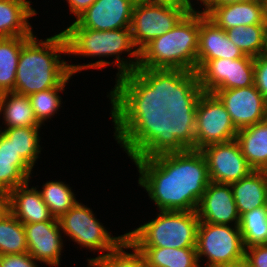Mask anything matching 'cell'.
Wrapping results in <instances>:
<instances>
[{
	"label": "cell",
	"mask_w": 267,
	"mask_h": 267,
	"mask_svg": "<svg viewBox=\"0 0 267 267\" xmlns=\"http://www.w3.org/2000/svg\"><path fill=\"white\" fill-rule=\"evenodd\" d=\"M70 73L57 87L45 91H40L29 95L31 107L34 110L37 121L42 125L47 119H51L52 115L59 110L61 106V97L59 91H64L65 86L70 80Z\"/></svg>",
	"instance_id": "cell-34"
},
{
	"label": "cell",
	"mask_w": 267,
	"mask_h": 267,
	"mask_svg": "<svg viewBox=\"0 0 267 267\" xmlns=\"http://www.w3.org/2000/svg\"><path fill=\"white\" fill-rule=\"evenodd\" d=\"M35 261L29 253L0 255V267H38Z\"/></svg>",
	"instance_id": "cell-38"
},
{
	"label": "cell",
	"mask_w": 267,
	"mask_h": 267,
	"mask_svg": "<svg viewBox=\"0 0 267 267\" xmlns=\"http://www.w3.org/2000/svg\"><path fill=\"white\" fill-rule=\"evenodd\" d=\"M263 10H264V18L267 21V0L263 3Z\"/></svg>",
	"instance_id": "cell-46"
},
{
	"label": "cell",
	"mask_w": 267,
	"mask_h": 267,
	"mask_svg": "<svg viewBox=\"0 0 267 267\" xmlns=\"http://www.w3.org/2000/svg\"><path fill=\"white\" fill-rule=\"evenodd\" d=\"M245 56L243 51L229 40L224 29L210 20L204 11H199L197 60L237 59Z\"/></svg>",
	"instance_id": "cell-19"
},
{
	"label": "cell",
	"mask_w": 267,
	"mask_h": 267,
	"mask_svg": "<svg viewBox=\"0 0 267 267\" xmlns=\"http://www.w3.org/2000/svg\"><path fill=\"white\" fill-rule=\"evenodd\" d=\"M112 89V119H156L167 112L159 97V69L137 67L116 78Z\"/></svg>",
	"instance_id": "cell-5"
},
{
	"label": "cell",
	"mask_w": 267,
	"mask_h": 267,
	"mask_svg": "<svg viewBox=\"0 0 267 267\" xmlns=\"http://www.w3.org/2000/svg\"><path fill=\"white\" fill-rule=\"evenodd\" d=\"M200 222L239 226L240 216L230 184L210 182L196 209Z\"/></svg>",
	"instance_id": "cell-17"
},
{
	"label": "cell",
	"mask_w": 267,
	"mask_h": 267,
	"mask_svg": "<svg viewBox=\"0 0 267 267\" xmlns=\"http://www.w3.org/2000/svg\"><path fill=\"white\" fill-rule=\"evenodd\" d=\"M123 249L133 251L128 253ZM87 260L92 261L97 267H147L142 253L127 239L115 250Z\"/></svg>",
	"instance_id": "cell-35"
},
{
	"label": "cell",
	"mask_w": 267,
	"mask_h": 267,
	"mask_svg": "<svg viewBox=\"0 0 267 267\" xmlns=\"http://www.w3.org/2000/svg\"><path fill=\"white\" fill-rule=\"evenodd\" d=\"M239 228L245 248L267 244V205L243 213Z\"/></svg>",
	"instance_id": "cell-30"
},
{
	"label": "cell",
	"mask_w": 267,
	"mask_h": 267,
	"mask_svg": "<svg viewBox=\"0 0 267 267\" xmlns=\"http://www.w3.org/2000/svg\"><path fill=\"white\" fill-rule=\"evenodd\" d=\"M216 267H249V265L245 260H241V261L236 262V263L219 265Z\"/></svg>",
	"instance_id": "cell-43"
},
{
	"label": "cell",
	"mask_w": 267,
	"mask_h": 267,
	"mask_svg": "<svg viewBox=\"0 0 267 267\" xmlns=\"http://www.w3.org/2000/svg\"><path fill=\"white\" fill-rule=\"evenodd\" d=\"M3 112V113H2ZM0 114L5 128L42 126L36 119L28 96L15 92L0 94Z\"/></svg>",
	"instance_id": "cell-26"
},
{
	"label": "cell",
	"mask_w": 267,
	"mask_h": 267,
	"mask_svg": "<svg viewBox=\"0 0 267 267\" xmlns=\"http://www.w3.org/2000/svg\"><path fill=\"white\" fill-rule=\"evenodd\" d=\"M263 55L267 56V21H265V37H264Z\"/></svg>",
	"instance_id": "cell-45"
},
{
	"label": "cell",
	"mask_w": 267,
	"mask_h": 267,
	"mask_svg": "<svg viewBox=\"0 0 267 267\" xmlns=\"http://www.w3.org/2000/svg\"><path fill=\"white\" fill-rule=\"evenodd\" d=\"M236 141L254 170L267 171V119L238 130Z\"/></svg>",
	"instance_id": "cell-25"
},
{
	"label": "cell",
	"mask_w": 267,
	"mask_h": 267,
	"mask_svg": "<svg viewBox=\"0 0 267 267\" xmlns=\"http://www.w3.org/2000/svg\"><path fill=\"white\" fill-rule=\"evenodd\" d=\"M196 107L167 109L156 119H112L114 137L131 160L195 149Z\"/></svg>",
	"instance_id": "cell-2"
},
{
	"label": "cell",
	"mask_w": 267,
	"mask_h": 267,
	"mask_svg": "<svg viewBox=\"0 0 267 267\" xmlns=\"http://www.w3.org/2000/svg\"><path fill=\"white\" fill-rule=\"evenodd\" d=\"M200 151L207 162L210 182L231 184L254 170L242 154L236 139L209 145Z\"/></svg>",
	"instance_id": "cell-13"
},
{
	"label": "cell",
	"mask_w": 267,
	"mask_h": 267,
	"mask_svg": "<svg viewBox=\"0 0 267 267\" xmlns=\"http://www.w3.org/2000/svg\"><path fill=\"white\" fill-rule=\"evenodd\" d=\"M199 222L196 253L198 261L207 258L206 267L232 264L245 260V247L239 226Z\"/></svg>",
	"instance_id": "cell-8"
},
{
	"label": "cell",
	"mask_w": 267,
	"mask_h": 267,
	"mask_svg": "<svg viewBox=\"0 0 267 267\" xmlns=\"http://www.w3.org/2000/svg\"><path fill=\"white\" fill-rule=\"evenodd\" d=\"M70 7V13H73L76 18L87 10L95 0H67Z\"/></svg>",
	"instance_id": "cell-40"
},
{
	"label": "cell",
	"mask_w": 267,
	"mask_h": 267,
	"mask_svg": "<svg viewBox=\"0 0 267 267\" xmlns=\"http://www.w3.org/2000/svg\"><path fill=\"white\" fill-rule=\"evenodd\" d=\"M142 186L159 211H196L210 183L207 162L200 150L187 149L132 160Z\"/></svg>",
	"instance_id": "cell-1"
},
{
	"label": "cell",
	"mask_w": 267,
	"mask_h": 267,
	"mask_svg": "<svg viewBox=\"0 0 267 267\" xmlns=\"http://www.w3.org/2000/svg\"><path fill=\"white\" fill-rule=\"evenodd\" d=\"M140 1L149 4L166 5L176 8H193L194 6V4L189 2V0H140Z\"/></svg>",
	"instance_id": "cell-41"
},
{
	"label": "cell",
	"mask_w": 267,
	"mask_h": 267,
	"mask_svg": "<svg viewBox=\"0 0 267 267\" xmlns=\"http://www.w3.org/2000/svg\"><path fill=\"white\" fill-rule=\"evenodd\" d=\"M202 93L196 71L159 69V97L165 108L174 97H200Z\"/></svg>",
	"instance_id": "cell-24"
},
{
	"label": "cell",
	"mask_w": 267,
	"mask_h": 267,
	"mask_svg": "<svg viewBox=\"0 0 267 267\" xmlns=\"http://www.w3.org/2000/svg\"><path fill=\"white\" fill-rule=\"evenodd\" d=\"M41 126L2 128L0 131L12 140L20 156L33 168L41 153L39 129Z\"/></svg>",
	"instance_id": "cell-29"
},
{
	"label": "cell",
	"mask_w": 267,
	"mask_h": 267,
	"mask_svg": "<svg viewBox=\"0 0 267 267\" xmlns=\"http://www.w3.org/2000/svg\"><path fill=\"white\" fill-rule=\"evenodd\" d=\"M40 193L50 213L57 219L78 202L69 185L62 181L46 182Z\"/></svg>",
	"instance_id": "cell-33"
},
{
	"label": "cell",
	"mask_w": 267,
	"mask_h": 267,
	"mask_svg": "<svg viewBox=\"0 0 267 267\" xmlns=\"http://www.w3.org/2000/svg\"><path fill=\"white\" fill-rule=\"evenodd\" d=\"M213 94L223 103L237 130L267 119V101L255 85L246 88L217 89Z\"/></svg>",
	"instance_id": "cell-14"
},
{
	"label": "cell",
	"mask_w": 267,
	"mask_h": 267,
	"mask_svg": "<svg viewBox=\"0 0 267 267\" xmlns=\"http://www.w3.org/2000/svg\"><path fill=\"white\" fill-rule=\"evenodd\" d=\"M237 132L219 98L213 93L203 92L196 107L195 150L234 140Z\"/></svg>",
	"instance_id": "cell-11"
},
{
	"label": "cell",
	"mask_w": 267,
	"mask_h": 267,
	"mask_svg": "<svg viewBox=\"0 0 267 267\" xmlns=\"http://www.w3.org/2000/svg\"><path fill=\"white\" fill-rule=\"evenodd\" d=\"M198 41L199 10H194L140 51L138 67L196 71Z\"/></svg>",
	"instance_id": "cell-4"
},
{
	"label": "cell",
	"mask_w": 267,
	"mask_h": 267,
	"mask_svg": "<svg viewBox=\"0 0 267 267\" xmlns=\"http://www.w3.org/2000/svg\"><path fill=\"white\" fill-rule=\"evenodd\" d=\"M254 85L267 101V56L254 57Z\"/></svg>",
	"instance_id": "cell-36"
},
{
	"label": "cell",
	"mask_w": 267,
	"mask_h": 267,
	"mask_svg": "<svg viewBox=\"0 0 267 267\" xmlns=\"http://www.w3.org/2000/svg\"><path fill=\"white\" fill-rule=\"evenodd\" d=\"M199 222L196 211H160L126 239L135 247L195 248Z\"/></svg>",
	"instance_id": "cell-7"
},
{
	"label": "cell",
	"mask_w": 267,
	"mask_h": 267,
	"mask_svg": "<svg viewBox=\"0 0 267 267\" xmlns=\"http://www.w3.org/2000/svg\"><path fill=\"white\" fill-rule=\"evenodd\" d=\"M27 251L24 224L9 211L0 219V255L24 254Z\"/></svg>",
	"instance_id": "cell-31"
},
{
	"label": "cell",
	"mask_w": 267,
	"mask_h": 267,
	"mask_svg": "<svg viewBox=\"0 0 267 267\" xmlns=\"http://www.w3.org/2000/svg\"><path fill=\"white\" fill-rule=\"evenodd\" d=\"M147 267H201L196 248L136 247Z\"/></svg>",
	"instance_id": "cell-27"
},
{
	"label": "cell",
	"mask_w": 267,
	"mask_h": 267,
	"mask_svg": "<svg viewBox=\"0 0 267 267\" xmlns=\"http://www.w3.org/2000/svg\"><path fill=\"white\" fill-rule=\"evenodd\" d=\"M197 1H200V2H202L203 3V6H205L210 0H197ZM189 2H191L192 3V1L191 0H189Z\"/></svg>",
	"instance_id": "cell-47"
},
{
	"label": "cell",
	"mask_w": 267,
	"mask_h": 267,
	"mask_svg": "<svg viewBox=\"0 0 267 267\" xmlns=\"http://www.w3.org/2000/svg\"><path fill=\"white\" fill-rule=\"evenodd\" d=\"M249 1L259 2L263 4L265 0H249Z\"/></svg>",
	"instance_id": "cell-49"
},
{
	"label": "cell",
	"mask_w": 267,
	"mask_h": 267,
	"mask_svg": "<svg viewBox=\"0 0 267 267\" xmlns=\"http://www.w3.org/2000/svg\"><path fill=\"white\" fill-rule=\"evenodd\" d=\"M199 98L200 97H174L167 103L166 109L197 107Z\"/></svg>",
	"instance_id": "cell-39"
},
{
	"label": "cell",
	"mask_w": 267,
	"mask_h": 267,
	"mask_svg": "<svg viewBox=\"0 0 267 267\" xmlns=\"http://www.w3.org/2000/svg\"><path fill=\"white\" fill-rule=\"evenodd\" d=\"M30 37L0 38V94L14 90L21 48Z\"/></svg>",
	"instance_id": "cell-28"
},
{
	"label": "cell",
	"mask_w": 267,
	"mask_h": 267,
	"mask_svg": "<svg viewBox=\"0 0 267 267\" xmlns=\"http://www.w3.org/2000/svg\"><path fill=\"white\" fill-rule=\"evenodd\" d=\"M97 267L92 261H88V267Z\"/></svg>",
	"instance_id": "cell-48"
},
{
	"label": "cell",
	"mask_w": 267,
	"mask_h": 267,
	"mask_svg": "<svg viewBox=\"0 0 267 267\" xmlns=\"http://www.w3.org/2000/svg\"><path fill=\"white\" fill-rule=\"evenodd\" d=\"M60 54H67V42L63 32L37 40L32 35L22 46L17 65L15 88L12 92L29 96L33 93L57 87L70 73L84 69H103L109 61L75 65L67 64Z\"/></svg>",
	"instance_id": "cell-3"
},
{
	"label": "cell",
	"mask_w": 267,
	"mask_h": 267,
	"mask_svg": "<svg viewBox=\"0 0 267 267\" xmlns=\"http://www.w3.org/2000/svg\"><path fill=\"white\" fill-rule=\"evenodd\" d=\"M9 211L22 223H37L53 218L40 190L29 188V180L8 192Z\"/></svg>",
	"instance_id": "cell-20"
},
{
	"label": "cell",
	"mask_w": 267,
	"mask_h": 267,
	"mask_svg": "<svg viewBox=\"0 0 267 267\" xmlns=\"http://www.w3.org/2000/svg\"><path fill=\"white\" fill-rule=\"evenodd\" d=\"M226 34L245 55L258 57L263 54L265 24L233 27L226 30Z\"/></svg>",
	"instance_id": "cell-32"
},
{
	"label": "cell",
	"mask_w": 267,
	"mask_h": 267,
	"mask_svg": "<svg viewBox=\"0 0 267 267\" xmlns=\"http://www.w3.org/2000/svg\"><path fill=\"white\" fill-rule=\"evenodd\" d=\"M245 261L249 267H267V244L245 248Z\"/></svg>",
	"instance_id": "cell-37"
},
{
	"label": "cell",
	"mask_w": 267,
	"mask_h": 267,
	"mask_svg": "<svg viewBox=\"0 0 267 267\" xmlns=\"http://www.w3.org/2000/svg\"><path fill=\"white\" fill-rule=\"evenodd\" d=\"M206 16L225 31L237 27L265 24L263 4L241 0L226 4H206L203 9Z\"/></svg>",
	"instance_id": "cell-18"
},
{
	"label": "cell",
	"mask_w": 267,
	"mask_h": 267,
	"mask_svg": "<svg viewBox=\"0 0 267 267\" xmlns=\"http://www.w3.org/2000/svg\"><path fill=\"white\" fill-rule=\"evenodd\" d=\"M137 0H95L77 17L82 28L109 31L130 28L134 4Z\"/></svg>",
	"instance_id": "cell-15"
},
{
	"label": "cell",
	"mask_w": 267,
	"mask_h": 267,
	"mask_svg": "<svg viewBox=\"0 0 267 267\" xmlns=\"http://www.w3.org/2000/svg\"><path fill=\"white\" fill-rule=\"evenodd\" d=\"M33 168L20 156L0 131V190L9 192L30 180Z\"/></svg>",
	"instance_id": "cell-21"
},
{
	"label": "cell",
	"mask_w": 267,
	"mask_h": 267,
	"mask_svg": "<svg viewBox=\"0 0 267 267\" xmlns=\"http://www.w3.org/2000/svg\"><path fill=\"white\" fill-rule=\"evenodd\" d=\"M62 32L66 38L69 56L70 54L93 58L115 56L116 61L112 63L118 67L117 78L135 71L138 67L140 51L133 43L130 28L96 31L82 28L74 21ZM122 52H127L129 58L121 59Z\"/></svg>",
	"instance_id": "cell-6"
},
{
	"label": "cell",
	"mask_w": 267,
	"mask_h": 267,
	"mask_svg": "<svg viewBox=\"0 0 267 267\" xmlns=\"http://www.w3.org/2000/svg\"><path fill=\"white\" fill-rule=\"evenodd\" d=\"M36 14L28 0H0V38L32 36L28 19Z\"/></svg>",
	"instance_id": "cell-22"
},
{
	"label": "cell",
	"mask_w": 267,
	"mask_h": 267,
	"mask_svg": "<svg viewBox=\"0 0 267 267\" xmlns=\"http://www.w3.org/2000/svg\"><path fill=\"white\" fill-rule=\"evenodd\" d=\"M241 0H210L207 4H226L231 2H239Z\"/></svg>",
	"instance_id": "cell-44"
},
{
	"label": "cell",
	"mask_w": 267,
	"mask_h": 267,
	"mask_svg": "<svg viewBox=\"0 0 267 267\" xmlns=\"http://www.w3.org/2000/svg\"><path fill=\"white\" fill-rule=\"evenodd\" d=\"M9 212L8 192L0 190V219Z\"/></svg>",
	"instance_id": "cell-42"
},
{
	"label": "cell",
	"mask_w": 267,
	"mask_h": 267,
	"mask_svg": "<svg viewBox=\"0 0 267 267\" xmlns=\"http://www.w3.org/2000/svg\"><path fill=\"white\" fill-rule=\"evenodd\" d=\"M196 72L203 92L246 88L254 85V57L197 60Z\"/></svg>",
	"instance_id": "cell-10"
},
{
	"label": "cell",
	"mask_w": 267,
	"mask_h": 267,
	"mask_svg": "<svg viewBox=\"0 0 267 267\" xmlns=\"http://www.w3.org/2000/svg\"><path fill=\"white\" fill-rule=\"evenodd\" d=\"M29 253L35 260L56 267L60 265L63 250L61 227L57 218L24 224Z\"/></svg>",
	"instance_id": "cell-16"
},
{
	"label": "cell",
	"mask_w": 267,
	"mask_h": 267,
	"mask_svg": "<svg viewBox=\"0 0 267 267\" xmlns=\"http://www.w3.org/2000/svg\"><path fill=\"white\" fill-rule=\"evenodd\" d=\"M230 185L239 216L267 205V171L253 170L246 177Z\"/></svg>",
	"instance_id": "cell-23"
},
{
	"label": "cell",
	"mask_w": 267,
	"mask_h": 267,
	"mask_svg": "<svg viewBox=\"0 0 267 267\" xmlns=\"http://www.w3.org/2000/svg\"><path fill=\"white\" fill-rule=\"evenodd\" d=\"M61 232L90 251L111 252L126 240V233L111 237V233L97 220L93 211L77 202L59 219Z\"/></svg>",
	"instance_id": "cell-9"
},
{
	"label": "cell",
	"mask_w": 267,
	"mask_h": 267,
	"mask_svg": "<svg viewBox=\"0 0 267 267\" xmlns=\"http://www.w3.org/2000/svg\"><path fill=\"white\" fill-rule=\"evenodd\" d=\"M194 10L195 8H176L137 0L130 26L133 43L141 51L156 37L170 31L188 12Z\"/></svg>",
	"instance_id": "cell-12"
}]
</instances>
